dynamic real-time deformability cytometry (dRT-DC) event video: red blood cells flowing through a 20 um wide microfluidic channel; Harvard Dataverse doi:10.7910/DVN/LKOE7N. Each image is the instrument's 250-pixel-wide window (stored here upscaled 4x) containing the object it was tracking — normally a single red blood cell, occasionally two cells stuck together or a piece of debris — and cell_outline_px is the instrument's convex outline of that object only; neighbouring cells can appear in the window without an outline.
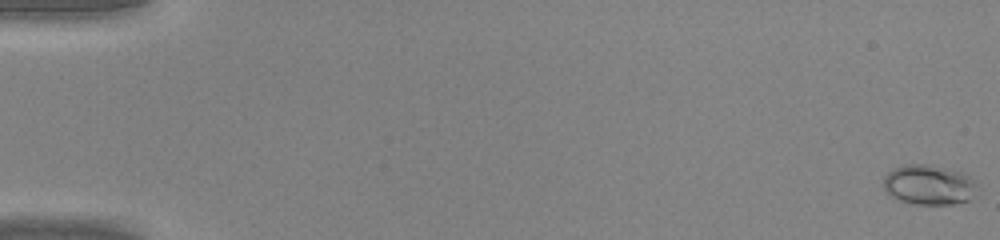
{"species": "common noctule bat (a hibernating species)", "species_latin": "Nyctalus noctula", "temperature_condition": "warm", "stored_images_in_passage": 46, "camera_frame_rate_fps": 3000, "um_per_image_px": 0.085, "animal": {"sex": "male", "body_mass_g": 20.0, "forearm_length_mm": 53.3}, "frame": {"image": 1, "passage_image": 1, "time_ms": 0.0, "image_size_px": [1000, 240], "cell_outline_px": [[976, 184], [968, 200], [952, 204], [916, 204], [900, 200], [892, 196], [884, 188], [884, 176], [892, 168], [904, 164], [928, 164], [964, 172], [976, 180]], "centroid_in_image_um": [78.93, 15.68], "position_along_channel_um": 6.1, "area_um2": 21.68}}
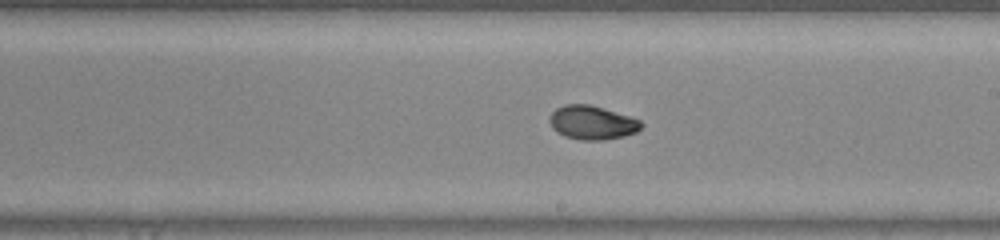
{"frame": {"image": 2, "passage_image": 28, "time_ms": 9.0, "image_size_px": [1000, 240], "cell_outline_px": [[644, 124], [636, 132], [624, 136], [604, 140], [580, 140], [564, 136], [556, 132], [552, 128], [548, 120], [552, 112], [556, 108], [564, 104], [588, 104], [604, 108], [640, 120]], "centroid_in_image_um": [50.3, 10.42], "position_along_channel_um": 238.7, "area_um2": 18.15}}
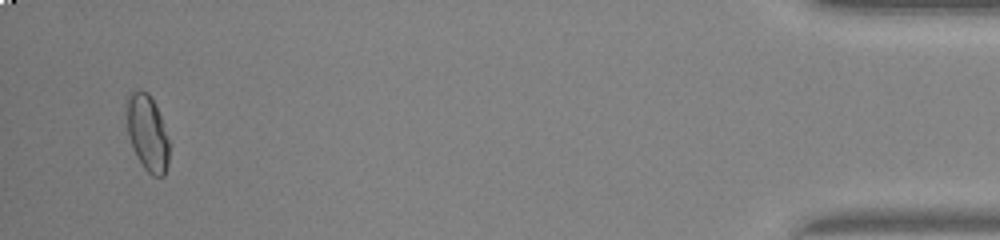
{"frame": {"image": 3, "passage_image": 45, "time_ms": 14.667, "image_size_px": [1000, 240], "cell_outline_px": [[168, 164], [164, 176], [152, 176], [144, 168], [136, 156], [132, 148], [128, 132], [124, 108], [124, 100], [132, 92], [140, 88], [148, 92], [160, 116], [168, 140]], "centroid_in_image_um": [12.47, 11.26], "position_along_channel_um": 422.7, "area_um2": 19.02}}